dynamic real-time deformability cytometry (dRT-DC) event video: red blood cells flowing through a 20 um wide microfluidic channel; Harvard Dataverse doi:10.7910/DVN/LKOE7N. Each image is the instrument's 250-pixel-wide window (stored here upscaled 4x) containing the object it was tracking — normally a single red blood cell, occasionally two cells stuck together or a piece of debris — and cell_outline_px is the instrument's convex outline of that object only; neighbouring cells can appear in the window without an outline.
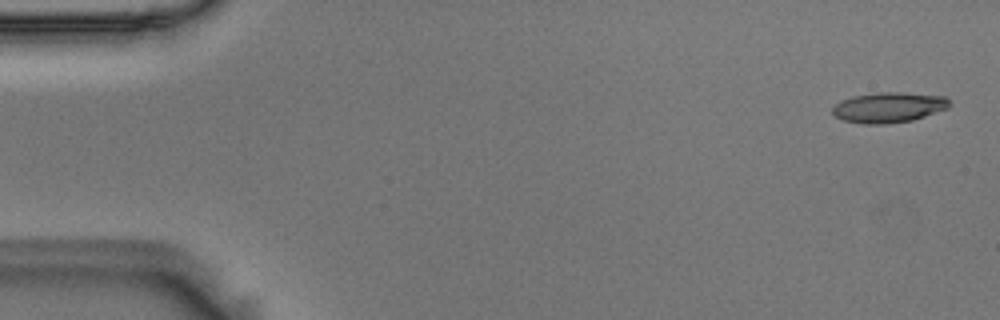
{"species": "Egyptian fruit bat (a non-hibernating species)", "species_latin": "Rousettus aegyptiacus", "temperature_condition": "room temperature", "stored_images_in_passage": 5, "camera_frame_rate_fps": 3000, "um_per_image_px": 0.085, "animal": {"sex": "male"}, "frame": {"image": 1, "passage_image": 1, "time_ms": 0.0, "image_size_px": [1000, 320], "cell_outline_px": [[948, 108], [912, 120], [884, 124], [864, 124], [844, 120], [836, 116], [832, 112], [832, 108], [840, 100], [852, 96], [876, 92], [904, 92], [944, 96], [948, 100]], "centroid_in_image_um": [75.5, 9.12], "position_along_channel_um": 9.5, "area_um2": 20.58}}
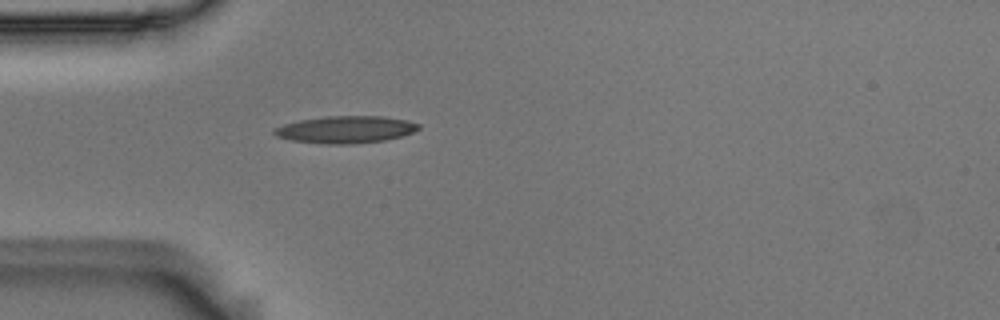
{"frame": {"image": 2, "passage_image": 5, "time_ms": 1.333, "image_size_px": [1000, 320], "cell_outline_px": [[420, 128], [412, 132], [400, 136], [384, 140], [348, 144], [328, 144], [292, 140], [276, 136], [272, 132], [272, 128], [284, 124], [300, 120], [328, 116], [384, 116], [408, 120], [420, 124]], "centroid_in_image_um": [29.37, 11.0], "position_along_channel_um": 55.6, "area_um2": 22.72}}